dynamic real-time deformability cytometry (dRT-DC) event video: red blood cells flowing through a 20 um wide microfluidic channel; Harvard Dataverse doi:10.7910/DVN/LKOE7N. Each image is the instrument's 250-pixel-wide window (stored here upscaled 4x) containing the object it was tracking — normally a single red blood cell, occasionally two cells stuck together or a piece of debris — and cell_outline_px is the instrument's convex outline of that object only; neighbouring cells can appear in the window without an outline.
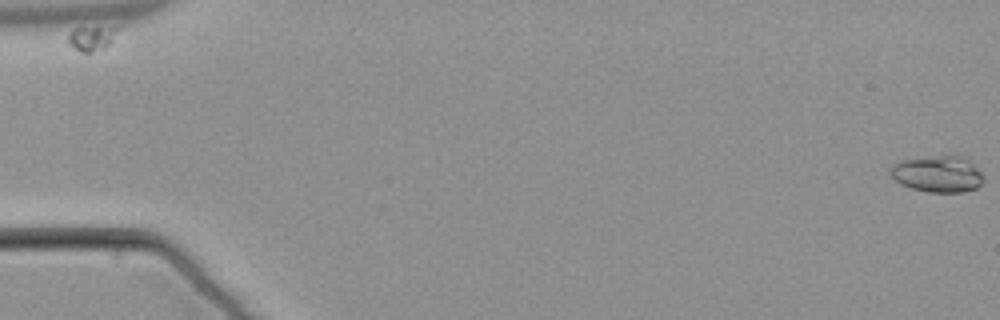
{"species": "common noctule bat (a hibernating species)", "species_latin": "Nyctalus noctula", "temperature_condition": "warm", "stored_images_in_passage": 5, "camera_frame_rate_fps": 3000, "um_per_image_px": 0.085, "animal": {"sex": "male", "body_mass_g": 21.5, "forearm_length_mm": 52.0}, "frame": {"image": 1, "passage_image": 1, "time_ms": 0.0, "image_size_px": [1000, 320], "cell_outline_px": [[984, 180], [976, 188], [964, 192], [928, 192], [912, 188], [900, 184], [888, 172], [888, 168], [892, 164], [900, 160], [944, 152], [948, 152], [968, 156], [984, 176]], "centroid_in_image_um": [79.72, 14.71], "position_along_channel_um": 5.3, "area_um2": 20.98}}
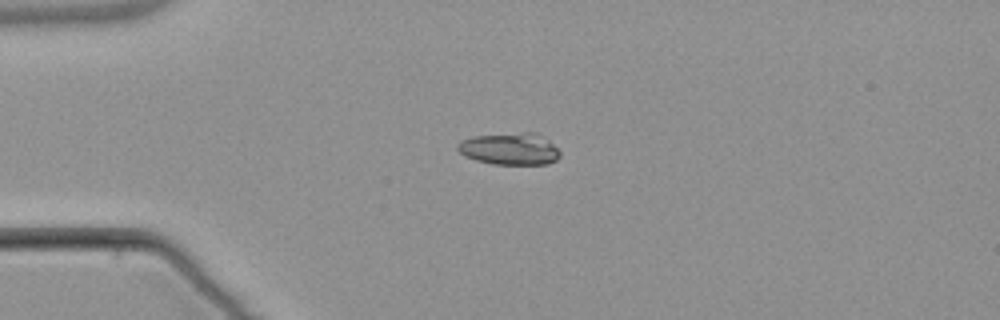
{"frame": {"image": 2, "passage_image": 4, "time_ms": 4.667, "image_size_px": [1000, 320], "cell_outline_px": [[560, 156], [556, 160], [548, 164], [492, 164], [476, 160], [464, 156], [456, 148], [456, 144], [460, 140], [472, 136], [520, 132], [536, 132], [548, 140], [560, 152]], "centroid_in_image_um": [43.3, 12.64], "position_along_channel_um": 41.7, "area_um2": 19.25}}